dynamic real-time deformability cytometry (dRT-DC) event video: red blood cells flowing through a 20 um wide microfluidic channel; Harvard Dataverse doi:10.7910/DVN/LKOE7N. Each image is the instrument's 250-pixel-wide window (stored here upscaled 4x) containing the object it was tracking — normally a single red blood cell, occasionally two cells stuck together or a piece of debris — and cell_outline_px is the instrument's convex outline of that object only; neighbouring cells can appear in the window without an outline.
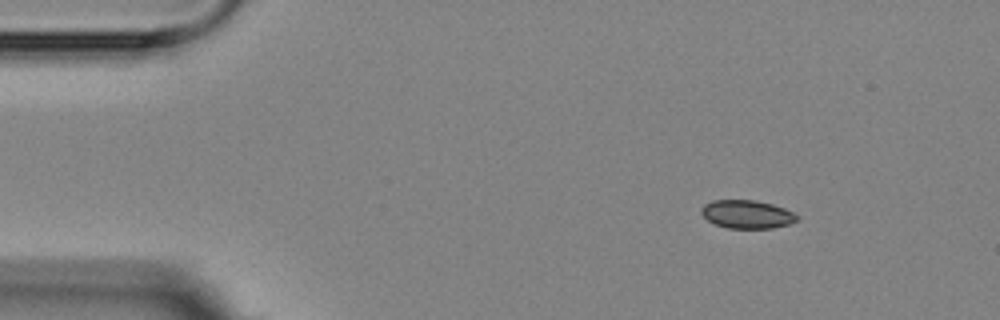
{"species": "Egyptian fruit bat (a non-hibernating species)", "species_latin": "Rousettus aegyptiacus", "temperature_condition": "room temperature", "stored_images_in_passage": 4, "camera_frame_rate_fps": 3000, "um_per_image_px": 0.085, "animal": {"sex": "female"}, "frame": {"image": 1, "passage_image": 1, "time_ms": 0.0, "image_size_px": [1000, 320], "cell_outline_px": [[800, 216], [796, 220], [788, 224], [772, 228], [728, 228], [716, 224], [708, 220], [700, 212], [700, 208], [704, 204], [712, 200], [756, 200], [772, 204], [784, 208]], "centroid_in_image_um": [63.48, 18.2], "position_along_channel_um": 21.5, "area_um2": 15.72}}
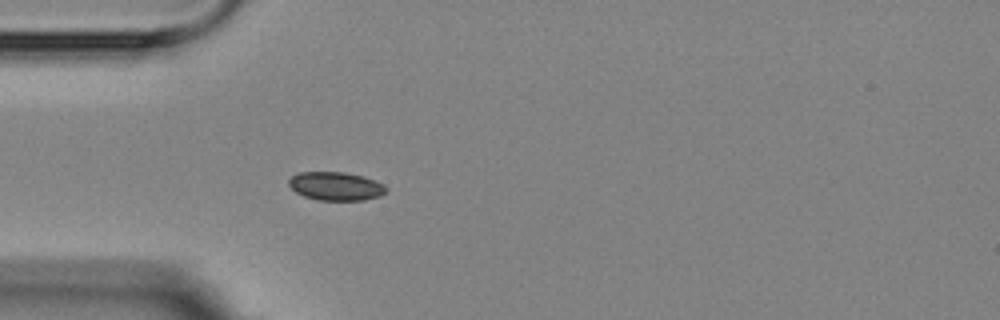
{"frame": {"image": 2, "passage_image": 4, "time_ms": 3.333, "image_size_px": [1000, 320], "cell_outline_px": [[388, 192], [380, 196], [364, 200], [316, 200], [304, 196], [296, 192], [288, 184], [288, 180], [296, 172], [344, 172], [364, 176], [388, 188]], "centroid_in_image_um": [28.53, 15.82], "position_along_channel_um": 56.5, "area_um2": 16.18}}